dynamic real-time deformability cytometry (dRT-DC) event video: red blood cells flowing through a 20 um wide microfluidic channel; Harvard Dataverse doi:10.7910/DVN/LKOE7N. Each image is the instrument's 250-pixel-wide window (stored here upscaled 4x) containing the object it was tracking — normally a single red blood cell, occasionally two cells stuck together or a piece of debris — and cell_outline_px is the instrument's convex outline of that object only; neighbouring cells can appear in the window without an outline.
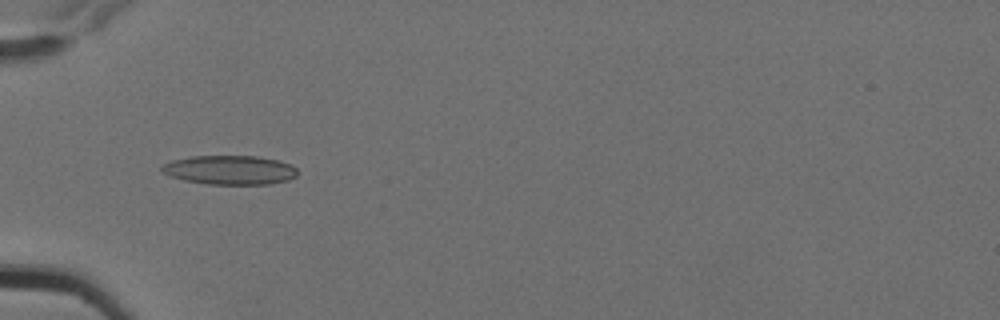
{"species": "Egyptian fruit bat (a non-hibernating species)", "species_latin": "Rousettus aegyptiacus", "temperature_condition": "cold", "stored_images_in_passage": 13, "camera_frame_rate_fps": 3000, "um_per_image_px": 0.085, "animal": {"sex": "female"}, "frame": {"image": 1, "passage_image": 4, "time_ms": 1.0, "image_size_px": [1000, 320], "cell_outline_px": [[296, 176], [288, 180], [268, 184], [208, 184], [184, 180], [160, 172], [160, 168], [164, 164], [172, 160], [192, 156], [256, 156], [276, 160], [292, 164], [296, 168]], "centroid_in_image_um": [19.52, 14.44], "position_along_channel_um": 65.5, "area_um2": 22.95}}
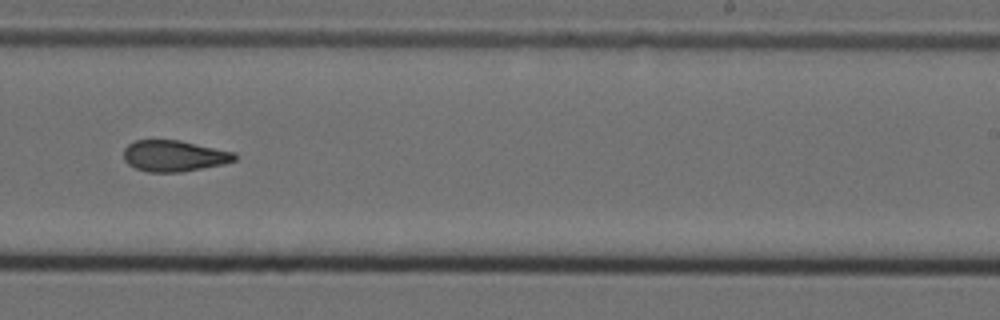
{"frame": {"image": 2, "passage_image": 9, "time_ms": 2.667, "image_size_px": [1000, 320], "cell_outline_px": [[236, 160], [224, 164], [180, 172], [148, 172], [136, 168], [128, 164], [124, 160], [124, 148], [128, 144], [136, 140], [180, 140], [236, 152]], "centroid_in_image_um": [14.81, 13.25], "position_along_channel_um": 274.2, "area_um2": 20.23}}
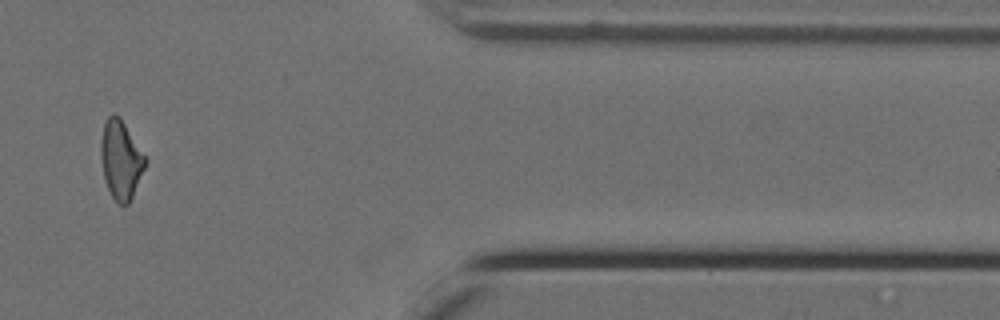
{"frame": {"image": 3, "passage_image": 12, "time_ms": 3.667, "image_size_px": [1000, 320], "cell_outline_px": [[148, 160], [132, 196], [128, 204], [120, 204], [112, 196], [108, 188], [104, 176], [100, 152], [100, 140], [104, 124], [108, 116], [112, 112], [120, 116]], "centroid_in_image_um": [10.27, 13.52], "position_along_channel_um": 401.1, "area_um2": 20.17}}